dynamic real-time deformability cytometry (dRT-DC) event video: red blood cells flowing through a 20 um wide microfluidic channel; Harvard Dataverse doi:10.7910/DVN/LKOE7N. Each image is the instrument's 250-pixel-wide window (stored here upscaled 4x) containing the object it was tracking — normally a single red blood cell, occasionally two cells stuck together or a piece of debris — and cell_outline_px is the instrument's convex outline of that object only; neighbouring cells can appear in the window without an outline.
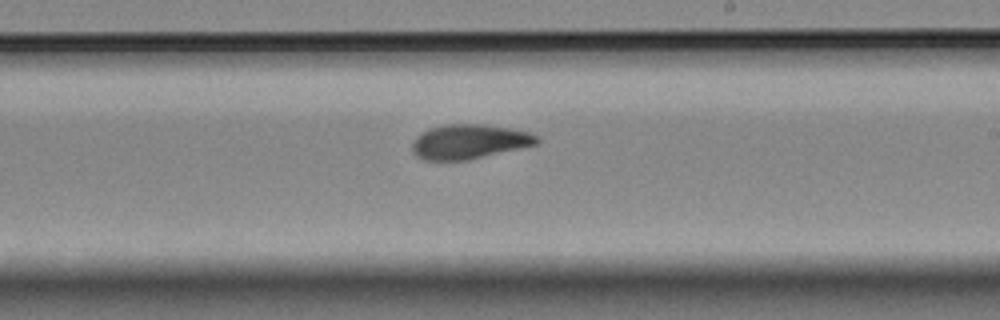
{"species": "Egyptian fruit bat (a non-hibernating species)", "species_latin": "Rousettus aegyptiacus", "temperature_condition": "room temperature", "stored_images_in_passage": 11, "camera_frame_rate_fps": 3000, "um_per_image_px": 0.085, "animal": {"sex": "female"}, "frame": {"image": 1, "passage_image": 11, "time_ms": 12.333, "image_size_px": [1000, 320], "cell_outline_px": [[540, 140], [536, 144], [468, 160], [424, 160], [416, 156], [412, 152], [412, 144], [416, 136], [420, 132], [428, 128], [444, 124], [484, 124], [508, 128], [528, 132], [540, 136]], "centroid_in_image_um": [39.84, 12.03], "position_along_channel_um": 249.2, "area_um2": 25.14}}